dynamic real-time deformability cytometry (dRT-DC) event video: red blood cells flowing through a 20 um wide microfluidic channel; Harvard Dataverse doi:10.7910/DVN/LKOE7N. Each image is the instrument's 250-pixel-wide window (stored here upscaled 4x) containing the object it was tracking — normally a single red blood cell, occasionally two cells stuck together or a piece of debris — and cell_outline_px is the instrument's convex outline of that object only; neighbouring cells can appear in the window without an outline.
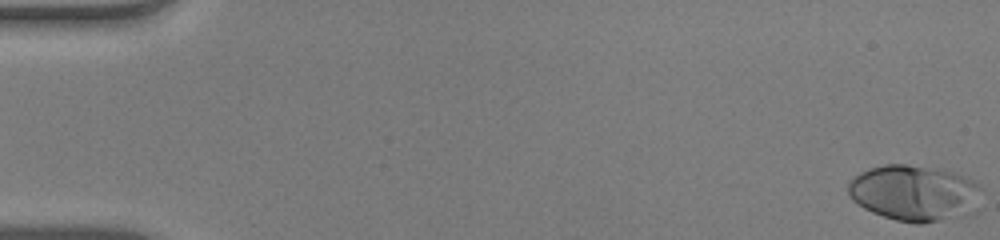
{"species": "human", "species_latin": "Homo sapiens", "temperature_condition": "warm", "stored_images_in_passage": 53, "camera_frame_rate_fps": 3000, "um_per_image_px": 0.085, "donor": {"sex": "male"}, "frame": {"image": 1, "passage_image": 1, "time_ms": 0.0, "image_size_px": [1000, 240], "cell_outline_px": [[980, 188], [976, 212], [964, 216], [920, 224], [916, 224], [896, 220], [872, 212], [864, 208], [852, 200], [848, 192], [848, 184], [860, 172], [884, 164], [904, 164], [944, 168], [972, 180]], "centroid_in_image_um": [77.74, 16.41], "position_along_channel_um": 7.3, "area_um2": 43.7}}
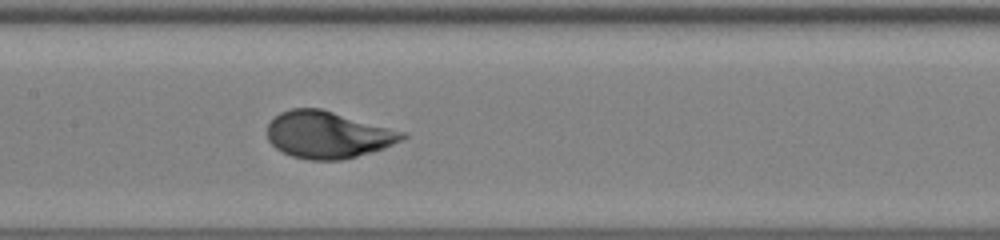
{"frame": {"image": 2, "passage_image": 27, "time_ms": 8.667, "image_size_px": [1000, 240], "cell_outline_px": [[408, 136], [384, 148], [372, 152], [340, 160], [308, 160], [292, 156], [276, 148], [268, 140], [268, 124], [280, 112], [292, 108], [320, 108], [408, 132]], "centroid_in_image_um": [27.89, 11.45], "position_along_channel_um": 179.5, "area_um2": 36.93}}
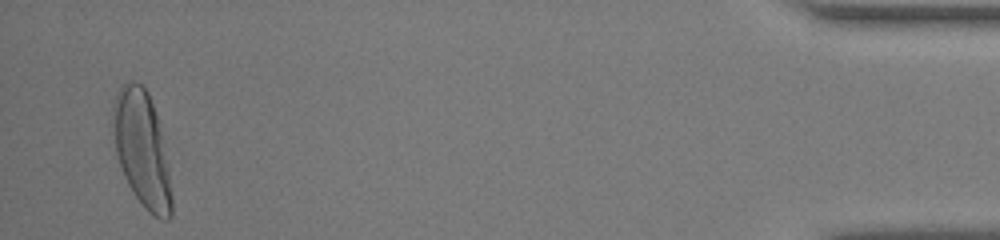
{"frame": {"image": 3, "passage_image": 52, "time_ms": 17.0, "image_size_px": [1000, 240], "cell_outline_px": [[172, 216], [168, 220], [160, 220], [148, 212], [144, 208], [128, 184], [124, 176], [116, 152], [112, 124], [112, 104], [120, 84], [128, 80], [132, 80], [140, 84], [148, 92], [156, 112], [168, 164], [172, 196]], "centroid_in_image_um": [12.06, 12.66], "position_along_channel_um": 423.1, "area_um2": 39.77}, "authors_computed_cell_mechanics": {"area_um2": 36.703, "velocity_mm_per_s": 3.9003, "shape_relaxation_time_tau1_ms": 3.6008, "shape_relaxation_time_tau2_ms": null, "deformation_change_tau1": 0.2299, "deformation_change_tau2": null}}